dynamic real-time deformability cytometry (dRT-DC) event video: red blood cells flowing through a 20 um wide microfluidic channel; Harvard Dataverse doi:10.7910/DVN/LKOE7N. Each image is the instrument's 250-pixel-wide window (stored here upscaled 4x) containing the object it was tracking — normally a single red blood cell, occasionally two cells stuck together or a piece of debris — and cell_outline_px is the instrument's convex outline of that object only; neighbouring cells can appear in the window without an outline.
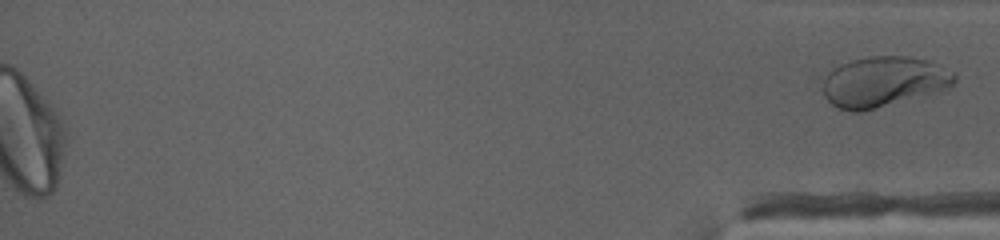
{"species": "human", "species_latin": "Homo sapiens", "temperature_condition": "cold", "stored_images_in_passage": 50, "segment_of_instrument_passage": [2, 2], "camera_frame_rate_fps": 3000, "um_per_image_px": 0.085, "donor": {"sex": "female"}, "frame": {"image": 1, "passage_image": 50, "time_ms": 16.333, "image_size_px": [1000, 240], "cell_outline_px": [[956, 80], [948, 88], [860, 112], [852, 112], [836, 108], [824, 96], [820, 76], [852, 60], [872, 56], [904, 56], [928, 60], [952, 72], [956, 76]], "centroid_in_image_um": [75.03, 6.95], "position_along_channel_um": 360.2, "area_um2": 38.26}}